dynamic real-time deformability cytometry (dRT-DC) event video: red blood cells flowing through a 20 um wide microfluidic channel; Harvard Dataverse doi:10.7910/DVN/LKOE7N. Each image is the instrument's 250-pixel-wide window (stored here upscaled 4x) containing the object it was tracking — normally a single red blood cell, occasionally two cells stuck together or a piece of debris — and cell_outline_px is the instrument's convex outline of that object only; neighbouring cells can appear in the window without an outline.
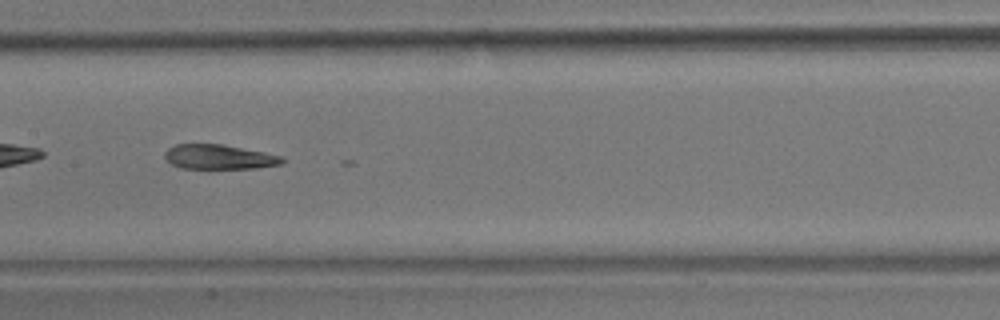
{"species": "common noctule bat (a hibernating species)", "species_latin": "Nyctalus noctula", "temperature_condition": "room temperature", "stored_images_in_passage": 39, "camera_frame_rate_fps": 3000, "um_per_image_px": 0.085, "animal": {"sex": "male", "body_mass_g": 17.9}, "frame": {"image": 1, "passage_image": 12, "time_ms": 3.667, "image_size_px": [1000, 320], "cell_outline_px": [[284, 164], [256, 168], [180, 168], [172, 164], [164, 156], [164, 152], [168, 148], [176, 144], [220, 144], [264, 152], [280, 156], [284, 160]], "centroid_in_image_um": [18.61, 13.34], "position_along_channel_um": 188.8, "area_um2": 16.7}}
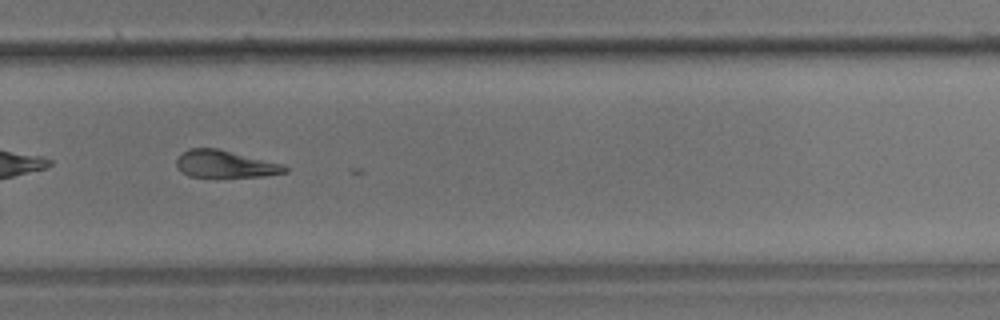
{"frame": {"image": 2, "passage_image": 22, "time_ms": 7.0, "image_size_px": [1000, 320], "cell_outline_px": [[288, 172], [264, 176], [188, 176], [176, 164], [176, 160], [188, 148], [216, 148], [284, 164], [288, 168]], "centroid_in_image_um": [19.18, 13.93], "position_along_channel_um": 310.6, "area_um2": 16.82}, "authors_computed_cell_mechanics": {"area_um2": 18.3226, "velocity_mm_per_s": 3.6692, "shape_relaxation_time_tau1_ms": null, "shape_relaxation_time_tau2_ms": 3.4741, "deformation_change_tau1": null, "deformation_change_tau2": 0.1324}}